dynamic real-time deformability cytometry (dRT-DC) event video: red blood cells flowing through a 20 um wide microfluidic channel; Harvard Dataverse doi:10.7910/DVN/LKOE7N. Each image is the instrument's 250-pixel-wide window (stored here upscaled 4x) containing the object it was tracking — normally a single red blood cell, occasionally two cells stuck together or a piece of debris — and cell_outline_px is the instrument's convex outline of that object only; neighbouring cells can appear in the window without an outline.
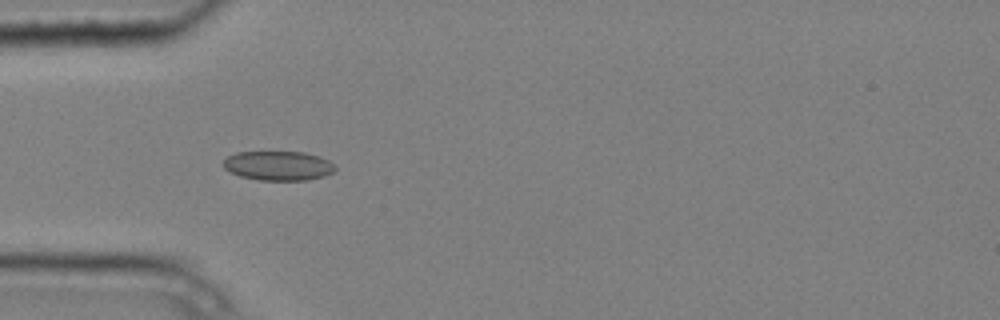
{"species": "common noctule bat (a hibernating species)", "species_latin": "Nyctalus noctula", "temperature_condition": "cold", "stored_images_in_passage": 4, "camera_frame_rate_fps": 3000, "um_per_image_px": 0.085, "animal": {"sex": "male", "body_mass_g": 20.4}, "frame": {"image": 1, "passage_image": 3, "time_ms": 0.667, "image_size_px": [1000, 320], "cell_outline_px": [[336, 172], [324, 176], [308, 180], [260, 180], [240, 176], [224, 168], [220, 164], [228, 156], [236, 152], [304, 152], [320, 156], [328, 160], [336, 168]], "centroid_in_image_um": [23.66, 14.08], "position_along_channel_um": 61.3, "area_um2": 19.25}}
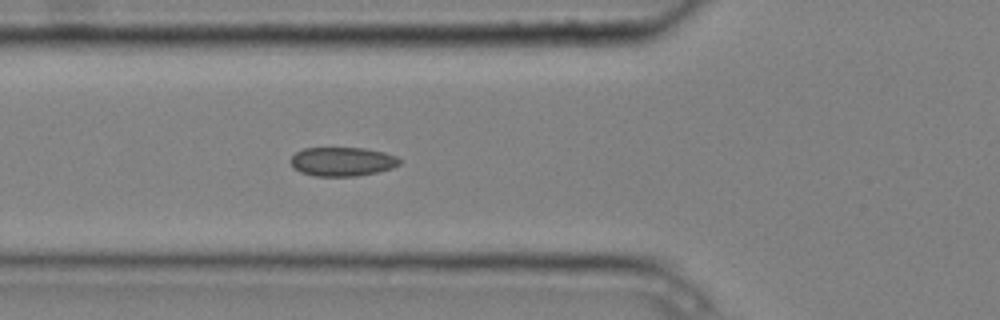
{"frame": {"image": 2, "passage_image": 4, "time_ms": 1.0, "image_size_px": [1000, 320], "cell_outline_px": [[400, 164], [392, 168], [376, 172], [356, 176], [316, 176], [300, 172], [292, 168], [288, 160], [296, 152], [304, 148], [364, 148], [384, 152], [396, 156], [400, 160]], "centroid_in_image_um": [29.05, 13.73], "position_along_channel_um": 96.7, "area_um2": 18.5}}